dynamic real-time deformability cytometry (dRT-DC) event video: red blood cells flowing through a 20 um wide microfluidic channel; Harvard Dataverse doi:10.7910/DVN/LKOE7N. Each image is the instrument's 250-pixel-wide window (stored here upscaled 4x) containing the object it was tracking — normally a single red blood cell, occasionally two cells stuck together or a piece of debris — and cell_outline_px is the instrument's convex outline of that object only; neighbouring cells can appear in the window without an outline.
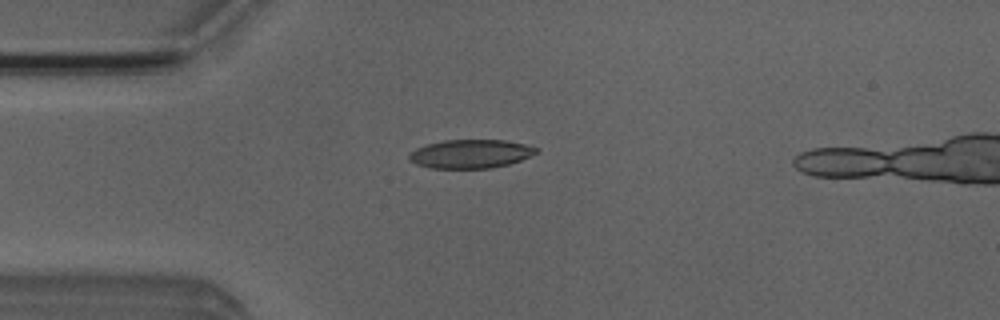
{"species": "Egyptian fruit bat (a non-hibernating species)", "species_latin": "Rousettus aegyptiacus", "temperature_condition": "room temperature", "stored_images_in_passage": 5, "camera_frame_rate_fps": 3000, "um_per_image_px": 0.085, "animal": {"sex": "male"}, "frame": {"image": 1, "passage_image": 4, "time_ms": 3.333, "image_size_px": [1000, 320], "cell_outline_px": [[540, 152], [520, 160], [508, 164], [492, 168], [432, 168], [416, 164], [408, 160], [408, 152], [416, 148], [428, 144], [444, 140], [504, 140], [524, 144], [540, 148]], "centroid_in_image_um": [40.0, 13.07], "position_along_channel_um": 45.0, "area_um2": 21.33}}